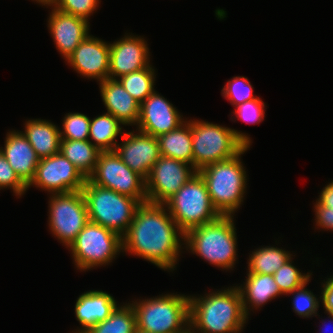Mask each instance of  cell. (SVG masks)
<instances>
[{"instance_id": "3", "label": "cell", "mask_w": 333, "mask_h": 333, "mask_svg": "<svg viewBox=\"0 0 333 333\" xmlns=\"http://www.w3.org/2000/svg\"><path fill=\"white\" fill-rule=\"evenodd\" d=\"M234 221V216H220L210 223L191 229L185 234V250L226 272L234 270L238 261Z\"/></svg>"}, {"instance_id": "32", "label": "cell", "mask_w": 333, "mask_h": 333, "mask_svg": "<svg viewBox=\"0 0 333 333\" xmlns=\"http://www.w3.org/2000/svg\"><path fill=\"white\" fill-rule=\"evenodd\" d=\"M90 119L84 113L69 112L62 121L60 137L65 140H89Z\"/></svg>"}, {"instance_id": "31", "label": "cell", "mask_w": 333, "mask_h": 333, "mask_svg": "<svg viewBox=\"0 0 333 333\" xmlns=\"http://www.w3.org/2000/svg\"><path fill=\"white\" fill-rule=\"evenodd\" d=\"M311 281V278L305 282L301 287L297 288L287 295H292V309L296 315L301 318H312L319 316L317 312L320 305V297H316L311 290L307 289L306 286L308 282Z\"/></svg>"}, {"instance_id": "19", "label": "cell", "mask_w": 333, "mask_h": 333, "mask_svg": "<svg viewBox=\"0 0 333 333\" xmlns=\"http://www.w3.org/2000/svg\"><path fill=\"white\" fill-rule=\"evenodd\" d=\"M119 305L114 297L102 290H89L81 295L75 303V316L81 327L72 333H85L92 326L107 319Z\"/></svg>"}, {"instance_id": "35", "label": "cell", "mask_w": 333, "mask_h": 333, "mask_svg": "<svg viewBox=\"0 0 333 333\" xmlns=\"http://www.w3.org/2000/svg\"><path fill=\"white\" fill-rule=\"evenodd\" d=\"M265 103L261 98L246 101L239 104L233 110L234 117L230 118L232 121L241 120L249 124H259L265 118Z\"/></svg>"}, {"instance_id": "8", "label": "cell", "mask_w": 333, "mask_h": 333, "mask_svg": "<svg viewBox=\"0 0 333 333\" xmlns=\"http://www.w3.org/2000/svg\"><path fill=\"white\" fill-rule=\"evenodd\" d=\"M164 204L184 234L221 216L213 206L206 184L198 172Z\"/></svg>"}, {"instance_id": "1", "label": "cell", "mask_w": 333, "mask_h": 333, "mask_svg": "<svg viewBox=\"0 0 333 333\" xmlns=\"http://www.w3.org/2000/svg\"><path fill=\"white\" fill-rule=\"evenodd\" d=\"M123 252L143 258L158 268L173 272L185 249V234L165 204L141 203L128 231L122 237ZM178 261V262H177Z\"/></svg>"}, {"instance_id": "42", "label": "cell", "mask_w": 333, "mask_h": 333, "mask_svg": "<svg viewBox=\"0 0 333 333\" xmlns=\"http://www.w3.org/2000/svg\"><path fill=\"white\" fill-rule=\"evenodd\" d=\"M135 333H147V332H144V331H141V330L137 329Z\"/></svg>"}, {"instance_id": "29", "label": "cell", "mask_w": 333, "mask_h": 333, "mask_svg": "<svg viewBox=\"0 0 333 333\" xmlns=\"http://www.w3.org/2000/svg\"><path fill=\"white\" fill-rule=\"evenodd\" d=\"M155 71L154 66L151 64L146 68L120 76L117 80L124 89L139 104H141L153 91H155Z\"/></svg>"}, {"instance_id": "28", "label": "cell", "mask_w": 333, "mask_h": 333, "mask_svg": "<svg viewBox=\"0 0 333 333\" xmlns=\"http://www.w3.org/2000/svg\"><path fill=\"white\" fill-rule=\"evenodd\" d=\"M136 330L135 311L128 302L118 305L107 319L92 326L85 333H135Z\"/></svg>"}, {"instance_id": "22", "label": "cell", "mask_w": 333, "mask_h": 333, "mask_svg": "<svg viewBox=\"0 0 333 333\" xmlns=\"http://www.w3.org/2000/svg\"><path fill=\"white\" fill-rule=\"evenodd\" d=\"M245 282L237 285L242 296L243 308L249 318L251 310L261 309L271 299L282 296L273 275L247 273Z\"/></svg>"}, {"instance_id": "24", "label": "cell", "mask_w": 333, "mask_h": 333, "mask_svg": "<svg viewBox=\"0 0 333 333\" xmlns=\"http://www.w3.org/2000/svg\"><path fill=\"white\" fill-rule=\"evenodd\" d=\"M178 128L157 137L160 154L193 166L191 119Z\"/></svg>"}, {"instance_id": "36", "label": "cell", "mask_w": 333, "mask_h": 333, "mask_svg": "<svg viewBox=\"0 0 333 333\" xmlns=\"http://www.w3.org/2000/svg\"><path fill=\"white\" fill-rule=\"evenodd\" d=\"M11 189L19 198L26 193L27 185L20 179L17 173L9 165L5 156L0 151V190Z\"/></svg>"}, {"instance_id": "26", "label": "cell", "mask_w": 333, "mask_h": 333, "mask_svg": "<svg viewBox=\"0 0 333 333\" xmlns=\"http://www.w3.org/2000/svg\"><path fill=\"white\" fill-rule=\"evenodd\" d=\"M122 125L110 113L98 115L90 119L89 141L100 151H113L118 143L116 139L124 134Z\"/></svg>"}, {"instance_id": "9", "label": "cell", "mask_w": 333, "mask_h": 333, "mask_svg": "<svg viewBox=\"0 0 333 333\" xmlns=\"http://www.w3.org/2000/svg\"><path fill=\"white\" fill-rule=\"evenodd\" d=\"M67 249L77 270L86 272L114 261L123 252V242L119 234L89 221Z\"/></svg>"}, {"instance_id": "25", "label": "cell", "mask_w": 333, "mask_h": 333, "mask_svg": "<svg viewBox=\"0 0 333 333\" xmlns=\"http://www.w3.org/2000/svg\"><path fill=\"white\" fill-rule=\"evenodd\" d=\"M60 152L88 179L94 172L101 151L89 140H60Z\"/></svg>"}, {"instance_id": "12", "label": "cell", "mask_w": 333, "mask_h": 333, "mask_svg": "<svg viewBox=\"0 0 333 333\" xmlns=\"http://www.w3.org/2000/svg\"><path fill=\"white\" fill-rule=\"evenodd\" d=\"M86 178L61 152L40 159L27 189L35 186L48 194L80 191Z\"/></svg>"}, {"instance_id": "11", "label": "cell", "mask_w": 333, "mask_h": 333, "mask_svg": "<svg viewBox=\"0 0 333 333\" xmlns=\"http://www.w3.org/2000/svg\"><path fill=\"white\" fill-rule=\"evenodd\" d=\"M93 184L111 189L122 195L147 202L145 179L131 170L113 151H101L93 174L88 178Z\"/></svg>"}, {"instance_id": "30", "label": "cell", "mask_w": 333, "mask_h": 333, "mask_svg": "<svg viewBox=\"0 0 333 333\" xmlns=\"http://www.w3.org/2000/svg\"><path fill=\"white\" fill-rule=\"evenodd\" d=\"M293 257L287 260L274 274L273 278L283 295L293 292L312 278V272L303 273L294 266ZM311 272V273H310Z\"/></svg>"}, {"instance_id": "18", "label": "cell", "mask_w": 333, "mask_h": 333, "mask_svg": "<svg viewBox=\"0 0 333 333\" xmlns=\"http://www.w3.org/2000/svg\"><path fill=\"white\" fill-rule=\"evenodd\" d=\"M42 6L51 7L48 17V30L53 38L56 49L63 59H67L75 48L90 34V22L63 13L54 8L48 1L39 2Z\"/></svg>"}, {"instance_id": "10", "label": "cell", "mask_w": 333, "mask_h": 333, "mask_svg": "<svg viewBox=\"0 0 333 333\" xmlns=\"http://www.w3.org/2000/svg\"><path fill=\"white\" fill-rule=\"evenodd\" d=\"M49 195V230L68 248L89 222L84 196L81 190Z\"/></svg>"}, {"instance_id": "43", "label": "cell", "mask_w": 333, "mask_h": 333, "mask_svg": "<svg viewBox=\"0 0 333 333\" xmlns=\"http://www.w3.org/2000/svg\"><path fill=\"white\" fill-rule=\"evenodd\" d=\"M36 3L43 2V1H49V0H35Z\"/></svg>"}, {"instance_id": "39", "label": "cell", "mask_w": 333, "mask_h": 333, "mask_svg": "<svg viewBox=\"0 0 333 333\" xmlns=\"http://www.w3.org/2000/svg\"><path fill=\"white\" fill-rule=\"evenodd\" d=\"M316 201L326 208L333 210V181L326 184L324 188L319 193V197Z\"/></svg>"}, {"instance_id": "2", "label": "cell", "mask_w": 333, "mask_h": 333, "mask_svg": "<svg viewBox=\"0 0 333 333\" xmlns=\"http://www.w3.org/2000/svg\"><path fill=\"white\" fill-rule=\"evenodd\" d=\"M248 320L237 285L189 295V328L196 333H241Z\"/></svg>"}, {"instance_id": "33", "label": "cell", "mask_w": 333, "mask_h": 333, "mask_svg": "<svg viewBox=\"0 0 333 333\" xmlns=\"http://www.w3.org/2000/svg\"><path fill=\"white\" fill-rule=\"evenodd\" d=\"M223 98L227 99L233 107L249 100H254L253 86L247 77L234 76L229 79L221 90Z\"/></svg>"}, {"instance_id": "5", "label": "cell", "mask_w": 333, "mask_h": 333, "mask_svg": "<svg viewBox=\"0 0 333 333\" xmlns=\"http://www.w3.org/2000/svg\"><path fill=\"white\" fill-rule=\"evenodd\" d=\"M193 167H203L235 157L245 147H251L248 134L208 121L191 119Z\"/></svg>"}, {"instance_id": "17", "label": "cell", "mask_w": 333, "mask_h": 333, "mask_svg": "<svg viewBox=\"0 0 333 333\" xmlns=\"http://www.w3.org/2000/svg\"><path fill=\"white\" fill-rule=\"evenodd\" d=\"M150 54L144 37L125 33L124 37L110 43L109 79L150 66Z\"/></svg>"}, {"instance_id": "13", "label": "cell", "mask_w": 333, "mask_h": 333, "mask_svg": "<svg viewBox=\"0 0 333 333\" xmlns=\"http://www.w3.org/2000/svg\"><path fill=\"white\" fill-rule=\"evenodd\" d=\"M195 173L192 165L161 155L145 179L147 202L164 204Z\"/></svg>"}, {"instance_id": "20", "label": "cell", "mask_w": 333, "mask_h": 333, "mask_svg": "<svg viewBox=\"0 0 333 333\" xmlns=\"http://www.w3.org/2000/svg\"><path fill=\"white\" fill-rule=\"evenodd\" d=\"M0 151L20 179L28 185L35 175L40 158L23 133L20 130L7 132L4 147H0Z\"/></svg>"}, {"instance_id": "41", "label": "cell", "mask_w": 333, "mask_h": 333, "mask_svg": "<svg viewBox=\"0 0 333 333\" xmlns=\"http://www.w3.org/2000/svg\"><path fill=\"white\" fill-rule=\"evenodd\" d=\"M186 333H196V332H194L190 328H188V330L186 331Z\"/></svg>"}, {"instance_id": "16", "label": "cell", "mask_w": 333, "mask_h": 333, "mask_svg": "<svg viewBox=\"0 0 333 333\" xmlns=\"http://www.w3.org/2000/svg\"><path fill=\"white\" fill-rule=\"evenodd\" d=\"M186 120L183 115L157 91H153L141 104L136 130L158 137L168 133Z\"/></svg>"}, {"instance_id": "7", "label": "cell", "mask_w": 333, "mask_h": 333, "mask_svg": "<svg viewBox=\"0 0 333 333\" xmlns=\"http://www.w3.org/2000/svg\"><path fill=\"white\" fill-rule=\"evenodd\" d=\"M88 218L123 237L129 229L138 206L137 199L103 188L86 180L82 188Z\"/></svg>"}, {"instance_id": "6", "label": "cell", "mask_w": 333, "mask_h": 333, "mask_svg": "<svg viewBox=\"0 0 333 333\" xmlns=\"http://www.w3.org/2000/svg\"><path fill=\"white\" fill-rule=\"evenodd\" d=\"M130 302L138 330L147 333H186L189 328V295L167 293Z\"/></svg>"}, {"instance_id": "34", "label": "cell", "mask_w": 333, "mask_h": 333, "mask_svg": "<svg viewBox=\"0 0 333 333\" xmlns=\"http://www.w3.org/2000/svg\"><path fill=\"white\" fill-rule=\"evenodd\" d=\"M57 10L81 17L89 22L90 16L99 8L100 0H49Z\"/></svg>"}, {"instance_id": "27", "label": "cell", "mask_w": 333, "mask_h": 333, "mask_svg": "<svg viewBox=\"0 0 333 333\" xmlns=\"http://www.w3.org/2000/svg\"><path fill=\"white\" fill-rule=\"evenodd\" d=\"M247 273L273 275L292 256L290 251L276 246H261L251 251Z\"/></svg>"}, {"instance_id": "37", "label": "cell", "mask_w": 333, "mask_h": 333, "mask_svg": "<svg viewBox=\"0 0 333 333\" xmlns=\"http://www.w3.org/2000/svg\"><path fill=\"white\" fill-rule=\"evenodd\" d=\"M314 204L315 228L326 231H333V210L321 206L317 201Z\"/></svg>"}, {"instance_id": "21", "label": "cell", "mask_w": 333, "mask_h": 333, "mask_svg": "<svg viewBox=\"0 0 333 333\" xmlns=\"http://www.w3.org/2000/svg\"><path fill=\"white\" fill-rule=\"evenodd\" d=\"M100 94L107 113L112 114L124 126L137 125L140 104L124 89L117 79L99 82Z\"/></svg>"}, {"instance_id": "4", "label": "cell", "mask_w": 333, "mask_h": 333, "mask_svg": "<svg viewBox=\"0 0 333 333\" xmlns=\"http://www.w3.org/2000/svg\"><path fill=\"white\" fill-rule=\"evenodd\" d=\"M249 149L245 147L235 157L209 164L197 171L206 184L213 206L221 216H235L244 202L248 178L241 155Z\"/></svg>"}, {"instance_id": "15", "label": "cell", "mask_w": 333, "mask_h": 333, "mask_svg": "<svg viewBox=\"0 0 333 333\" xmlns=\"http://www.w3.org/2000/svg\"><path fill=\"white\" fill-rule=\"evenodd\" d=\"M65 61L85 79L102 82L109 78L110 43L89 34Z\"/></svg>"}, {"instance_id": "14", "label": "cell", "mask_w": 333, "mask_h": 333, "mask_svg": "<svg viewBox=\"0 0 333 333\" xmlns=\"http://www.w3.org/2000/svg\"><path fill=\"white\" fill-rule=\"evenodd\" d=\"M121 139L122 143H117L115 152L131 170L146 179L161 156L157 137L131 130L125 132Z\"/></svg>"}, {"instance_id": "38", "label": "cell", "mask_w": 333, "mask_h": 333, "mask_svg": "<svg viewBox=\"0 0 333 333\" xmlns=\"http://www.w3.org/2000/svg\"><path fill=\"white\" fill-rule=\"evenodd\" d=\"M320 301L323 305L324 312L333 313V275L324 279L321 283Z\"/></svg>"}, {"instance_id": "40", "label": "cell", "mask_w": 333, "mask_h": 333, "mask_svg": "<svg viewBox=\"0 0 333 333\" xmlns=\"http://www.w3.org/2000/svg\"><path fill=\"white\" fill-rule=\"evenodd\" d=\"M325 314H327V316H328V320H329V318H330V320L328 321V322H330L329 324H331V323H333V313H330V312H324ZM322 321V326H323V324H326L327 322H326V319L325 320H321ZM328 324V325H329ZM333 325V324H332ZM324 328H322V330L324 329V331H322V332H319V333H325V332H327L328 333V331L330 330V329H328L329 327H331V325L328 327L327 326V324L326 325H324L323 326ZM333 329V327H331V330ZM330 332V331H329ZM332 332H333V330H332Z\"/></svg>"}, {"instance_id": "23", "label": "cell", "mask_w": 333, "mask_h": 333, "mask_svg": "<svg viewBox=\"0 0 333 333\" xmlns=\"http://www.w3.org/2000/svg\"><path fill=\"white\" fill-rule=\"evenodd\" d=\"M21 131L40 159L60 152V127L46 119H30Z\"/></svg>"}]
</instances>
